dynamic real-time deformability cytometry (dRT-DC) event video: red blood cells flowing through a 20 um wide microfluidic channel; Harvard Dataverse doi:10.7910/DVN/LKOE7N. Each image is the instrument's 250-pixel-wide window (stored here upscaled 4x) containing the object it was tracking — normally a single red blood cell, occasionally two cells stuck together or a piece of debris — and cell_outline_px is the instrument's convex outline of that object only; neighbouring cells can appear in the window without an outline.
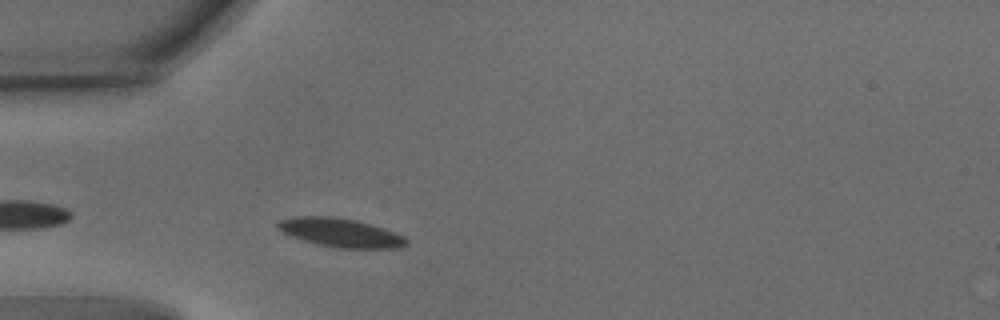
{"species": "common noctule bat (a hibernating species)", "species_latin": "Nyctalus noctula", "temperature_condition": "warm", "stored_images_in_passage": 8, "camera_frame_rate_fps": 3000, "um_per_image_px": 0.085, "animal": {"sex": "male", "body_mass_g": 15.6}, "frame": {"image": 1, "passage_image": 4, "time_ms": 1.0, "image_size_px": [1000, 320], "cell_outline_px": [[408, 244], [400, 248], [340, 248], [316, 244], [292, 236], [276, 228], [276, 224], [280, 220], [292, 216], [332, 216], [356, 220], [384, 228], [404, 236], [408, 240]], "centroid_in_image_um": [28.95, 19.77], "position_along_channel_um": 56.0, "area_um2": 21.56}}